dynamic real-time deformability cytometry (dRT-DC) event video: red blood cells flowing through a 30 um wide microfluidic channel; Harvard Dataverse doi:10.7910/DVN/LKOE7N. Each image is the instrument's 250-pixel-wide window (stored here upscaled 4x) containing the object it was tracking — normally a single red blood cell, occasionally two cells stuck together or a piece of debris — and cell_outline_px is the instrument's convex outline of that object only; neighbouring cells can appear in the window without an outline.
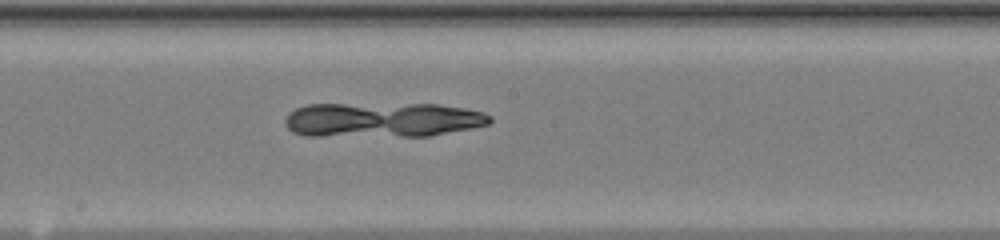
{"species": "common noctule bat (a hibernating species)", "species_latin": "Nyctalus noctula", "temperature_condition": "warm", "stored_images_in_passage": 30, "segment_of_instrument_passage": [2, 2], "camera_frame_rate_fps": 3000, "um_per_image_px": 0.085, "animal": {"sex": "female", "body_mass_g": 20.0, "forearm_length_mm": 54.0}, "frame": {"image": 1, "passage_image": 27, "time_ms": 8.667, "image_size_px": [1000, 240], "cell_outline_px": [[268, 220], [124, 220], [124, 216], [148, 208], [252, 208], [268, 216]], "centroid_in_image_um": [16.76, 18.22], "position_along_channel_um": 231.4, "area_um2": 11.33}}